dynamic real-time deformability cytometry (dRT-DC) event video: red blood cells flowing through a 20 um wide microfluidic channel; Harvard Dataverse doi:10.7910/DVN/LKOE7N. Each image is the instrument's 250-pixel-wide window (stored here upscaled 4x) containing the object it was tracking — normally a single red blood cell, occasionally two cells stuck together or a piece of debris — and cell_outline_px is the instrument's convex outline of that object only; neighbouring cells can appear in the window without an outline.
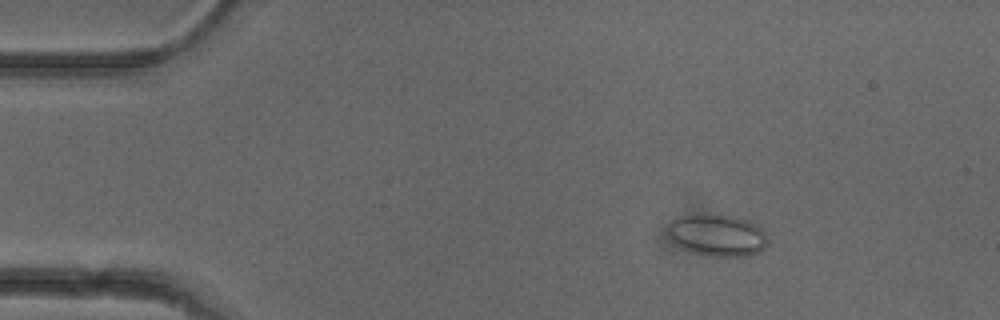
{"species": "common noctule bat (a hibernating species)", "species_latin": "Nyctalus noctula", "temperature_condition": "cold", "stored_images_in_passage": 45, "camera_frame_rate_fps": 3000, "um_per_image_px": 0.085, "animal": {"sex": "female"}, "frame": {"image": 1, "passage_image": 7, "time_ms": 2.0, "image_size_px": [1000, 320], "cell_outline_px": [[768, 244], [760, 252], [748, 256], [712, 256], [692, 252], [680, 248], [672, 240], [668, 232], [668, 224], [676, 216], [732, 216], [748, 220], [756, 224], [764, 232], [768, 240]], "centroid_in_image_um": [60.99, 20.02], "position_along_channel_um": 24.0, "area_um2": 24.1}}
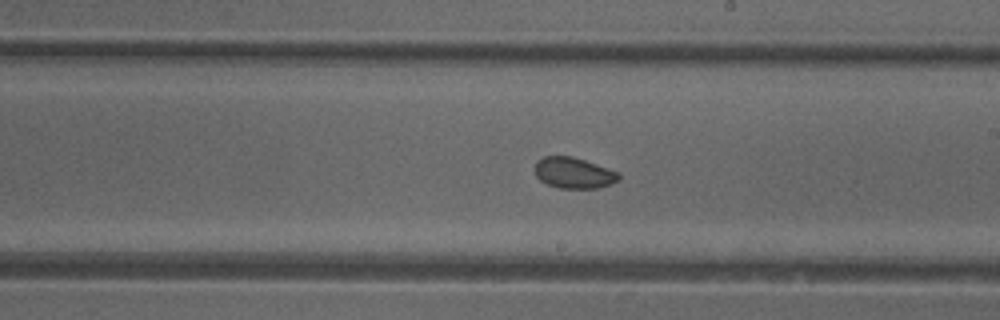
{"frame": {"image": 2, "passage_image": 29, "time_ms": 9.333, "image_size_px": [1000, 320], "cell_outline_px": [[620, 180], [612, 184], [596, 188], [560, 188], [548, 184], [540, 180], [536, 176], [536, 160], [544, 156], [572, 156], [620, 172]], "centroid_in_image_um": [48.8, 14.69], "position_along_channel_um": 240.2, "area_um2": 15.14}}
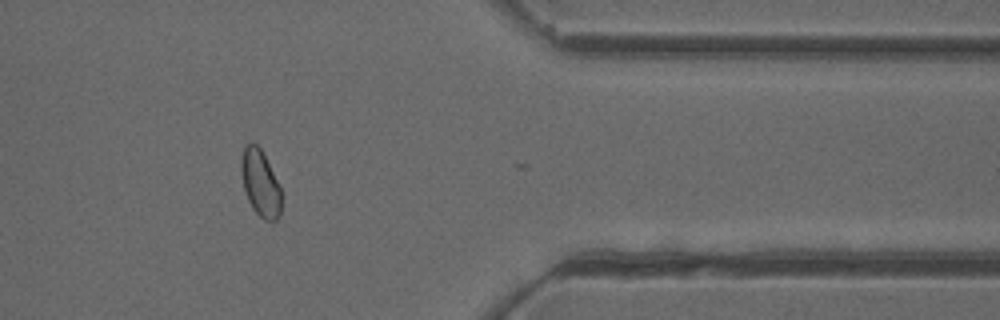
{"frame": {"image": 3, "passage_image": 42, "time_ms": 13.667, "image_size_px": [1000, 320], "cell_outline_px": [[280, 216], [276, 220], [264, 220], [252, 208], [248, 200], [244, 188], [240, 168], [240, 160], [244, 144], [252, 140], [260, 148], [280, 188]], "centroid_in_image_um": [22.08, 15.53], "position_along_channel_um": 389.3, "area_um2": 15.37}, "authors_computed_cell_mechanics": {"area_um2": 16.0684, "velocity_mm_per_s": 3.9286, "shape_relaxation_time_tau1_ms": null, "shape_relaxation_time_tau2_ms": 2.7415, "deformation_change_tau1": null, "deformation_change_tau2": 0.0455}}